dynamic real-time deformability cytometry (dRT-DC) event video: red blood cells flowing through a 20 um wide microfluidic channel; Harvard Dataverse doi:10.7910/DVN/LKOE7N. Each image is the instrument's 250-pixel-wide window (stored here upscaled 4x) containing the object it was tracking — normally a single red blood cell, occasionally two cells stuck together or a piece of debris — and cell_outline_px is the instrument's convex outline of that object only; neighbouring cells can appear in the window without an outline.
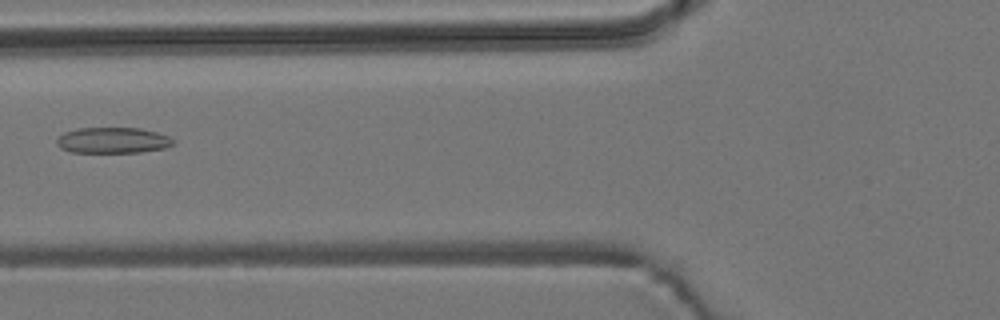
{"species": "common noctule bat (a hibernating species)", "species_latin": "Nyctalus noctula", "temperature_condition": "room temperature", "stored_images_in_passage": 4, "camera_frame_rate_fps": 3000, "um_per_image_px": 0.085, "animal": {"sex": "male", "body_mass_g": 19.2, "forearm_length_mm": 51.8}, "frame": {"image": 1, "passage_image": 3, "time_ms": 2.333, "image_size_px": [1000, 320], "cell_outline_px": [[176, 140], [172, 144], [164, 148], [140, 152], [72, 152], [60, 148], [56, 144], [56, 140], [64, 132], [76, 128], [140, 128], [156, 132], [168, 136]], "centroid_in_image_um": [9.57, 11.92], "position_along_channel_um": 116.2, "area_um2": 17.51}}
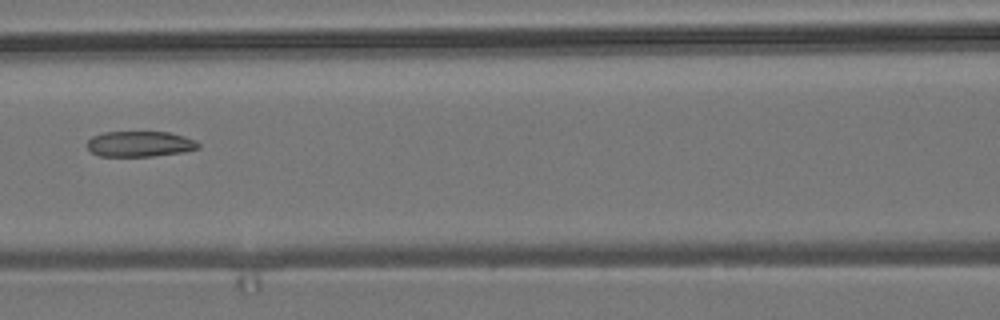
{"frame": {"image": 2, "passage_image": 4, "time_ms": 3.333, "image_size_px": [1000, 320], "cell_outline_px": [[200, 148], [184, 152], [152, 156], [100, 156], [92, 152], [88, 148], [88, 140], [92, 136], [104, 132], [168, 132], [184, 136], [196, 140], [200, 144]], "centroid_in_image_um": [11.92, 12.23], "position_along_channel_um": 154.7, "area_um2": 16.59}}